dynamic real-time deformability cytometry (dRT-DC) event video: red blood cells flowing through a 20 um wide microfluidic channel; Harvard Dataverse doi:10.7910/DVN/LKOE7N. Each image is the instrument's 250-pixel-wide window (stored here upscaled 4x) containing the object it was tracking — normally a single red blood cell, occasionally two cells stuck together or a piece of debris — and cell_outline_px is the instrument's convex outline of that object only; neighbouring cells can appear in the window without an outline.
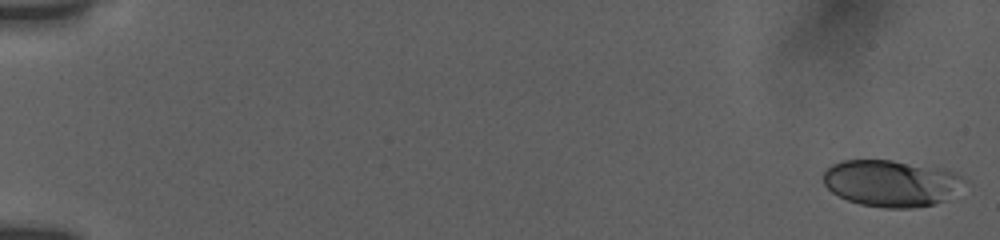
{"species": "human", "species_latin": "Homo sapiens", "temperature_condition": "room temperature", "stored_images_in_passage": 21, "camera_frame_rate_fps": 3000, "um_per_image_px": 0.085, "donor": {"sex": "female"}, "frame": {"image": 1, "passage_image": 1, "time_ms": 0.0, "image_size_px": [1000, 240], "cell_outline_px": [[968, 180], [944, 200], [932, 204], [912, 208], [884, 208], [860, 204], [848, 200], [832, 192], [824, 184], [824, 172], [832, 164], [844, 160], [892, 160], [944, 168], [956, 172]], "centroid_in_image_um": [75.76, 15.56], "position_along_channel_um": 9.2, "area_um2": 38.21}}
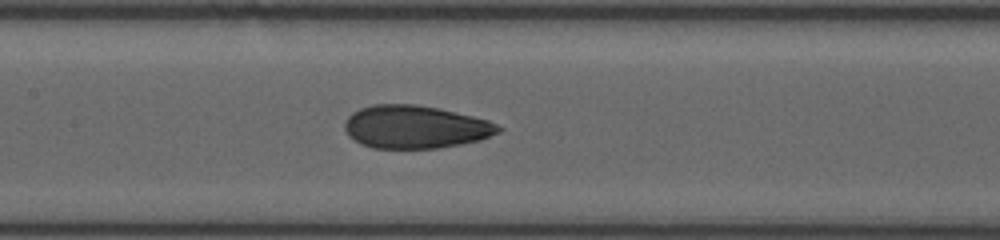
{"frame": {"image": 2, "passage_image": 15, "time_ms": 9.0, "image_size_px": [1000, 240], "cell_outline_px": [[504, 128], [500, 132], [480, 140], [460, 144], [436, 148], [372, 148], [360, 144], [348, 136], [344, 128], [344, 124], [348, 116], [352, 112], [360, 108], [372, 104], [416, 104], [440, 108], [488, 120]], "centroid_in_image_um": [35.28, 10.78], "position_along_channel_um": 172.1, "area_um2": 38.67}}
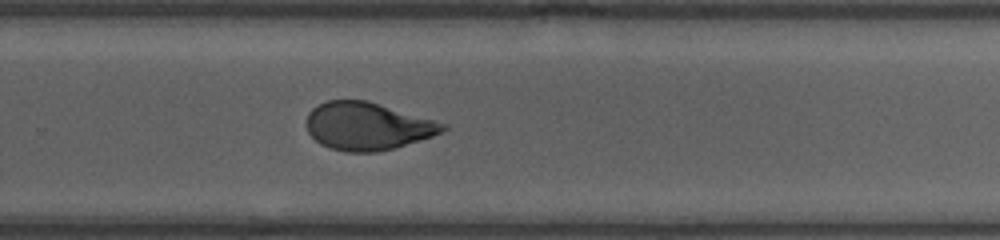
{"frame": {"image": 3, "passage_image": 21, "time_ms": 12.333, "image_size_px": [1000, 240], "cell_outline_px": [[448, 128], [432, 136], [396, 148], [376, 152], [348, 152], [332, 148], [320, 144], [308, 132], [304, 124], [308, 112], [312, 108], [328, 100], [368, 100], [448, 124]], "centroid_in_image_um": [31.22, 10.72], "position_along_channel_um": 298.6, "area_um2": 38.03}}